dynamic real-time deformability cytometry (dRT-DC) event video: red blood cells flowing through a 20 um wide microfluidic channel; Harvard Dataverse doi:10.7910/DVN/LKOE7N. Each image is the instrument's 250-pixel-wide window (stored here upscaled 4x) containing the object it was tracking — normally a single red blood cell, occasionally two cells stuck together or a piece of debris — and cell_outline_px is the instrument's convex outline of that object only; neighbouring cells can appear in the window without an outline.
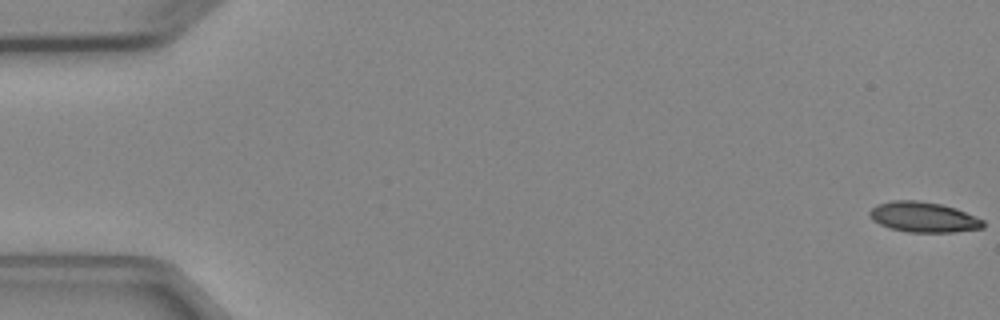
{"species": "Egyptian fruit bat (a non-hibernating species)", "species_latin": "Rousettus aegyptiacus", "temperature_condition": "cold", "stored_images_in_passage": 5, "camera_frame_rate_fps": 3000, "um_per_image_px": 0.085, "animal": {"sex": "female"}, "frame": {"image": 1, "passage_image": 1, "time_ms": 0.0, "image_size_px": [1000, 320], "cell_outline_px": [[984, 228], [956, 232], [908, 232], [892, 228], [880, 224], [872, 220], [868, 212], [876, 204], [892, 200], [920, 200], [940, 204], [956, 208], [984, 220]], "centroid_in_image_um": [78.5, 18.45], "position_along_channel_um": 6.5, "area_um2": 20.11}}
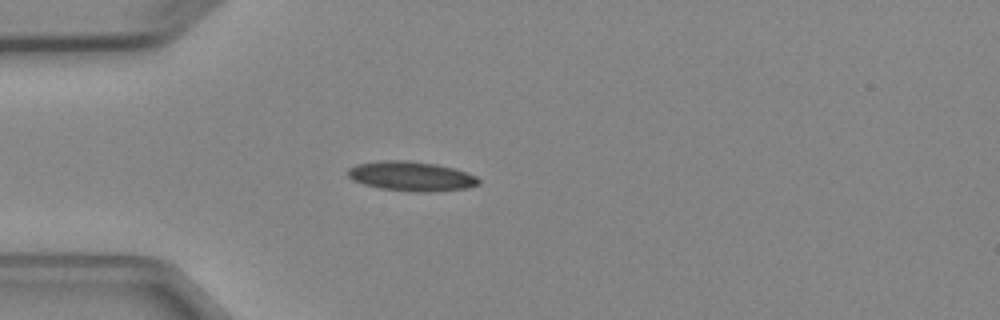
{"frame": {"image": 2, "passage_image": 5, "time_ms": 4.667, "image_size_px": [1000, 320], "cell_outline_px": [[480, 184], [468, 188], [428, 192], [412, 192], [380, 188], [364, 184], [352, 180], [348, 176], [348, 168], [356, 164], [380, 160], [408, 160], [436, 164], [456, 168], [468, 172], [476, 176], [480, 180]], "centroid_in_image_um": [34.98, 14.97], "position_along_channel_um": 50.0, "area_um2": 22.83}}